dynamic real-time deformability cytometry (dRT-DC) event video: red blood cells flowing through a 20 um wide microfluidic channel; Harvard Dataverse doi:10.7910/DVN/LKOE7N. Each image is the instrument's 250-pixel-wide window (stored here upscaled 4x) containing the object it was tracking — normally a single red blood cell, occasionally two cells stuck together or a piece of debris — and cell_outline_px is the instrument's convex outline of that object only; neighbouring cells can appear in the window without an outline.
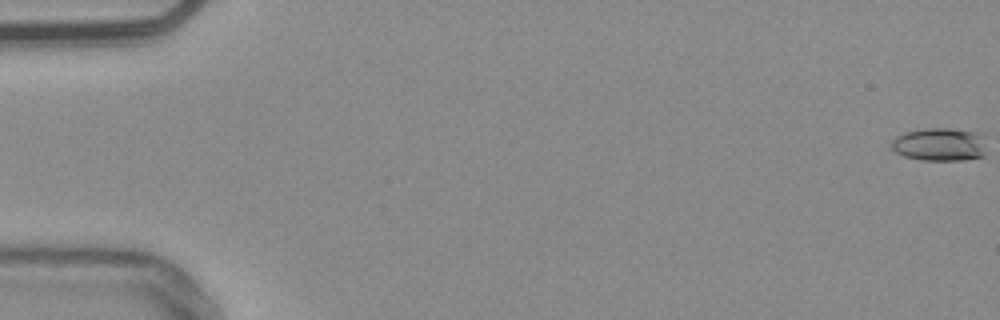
{"species": "common noctule bat (a hibernating species)", "species_latin": "Nyctalus noctula", "temperature_condition": "warm", "stored_images_in_passage": 55, "camera_frame_rate_fps": 3000, "um_per_image_px": 0.085, "animal": {"sex": "male", "body_mass_g": 20.4}, "frame": {"image": 1, "passage_image": 1, "time_ms": 0.0, "image_size_px": [1000, 320], "cell_outline_px": [[984, 156], [960, 160], [920, 160], [904, 156], [896, 152], [892, 148], [892, 140], [896, 136], [904, 132], [924, 128], [948, 128], [980, 132], [984, 152]], "centroid_in_image_um": [79.83, 12.27], "position_along_channel_um": 5.2, "area_um2": 18.26}}
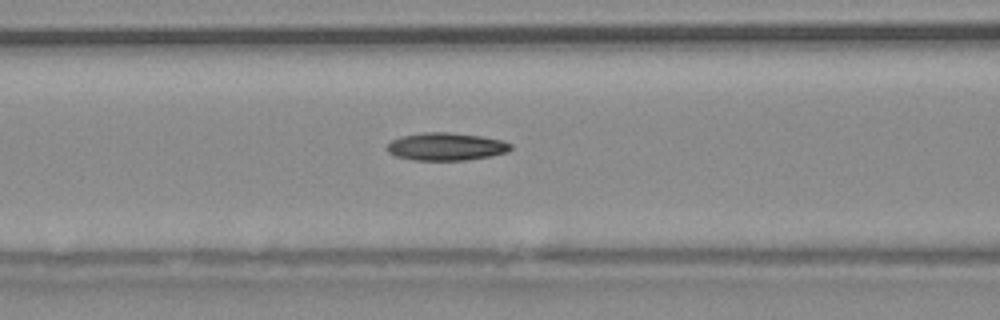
{"frame": {"image": 2, "passage_image": 24, "time_ms": 7.667, "image_size_px": [1000, 320], "cell_outline_px": [[512, 148], [508, 152], [492, 156], [464, 160], [412, 160], [396, 156], [388, 152], [388, 144], [392, 140], [400, 136], [424, 132], [448, 132], [480, 136], [500, 140], [512, 144]], "centroid_in_image_um": [37.92, 12.46], "position_along_channel_um": 128.7, "area_um2": 19.94}}
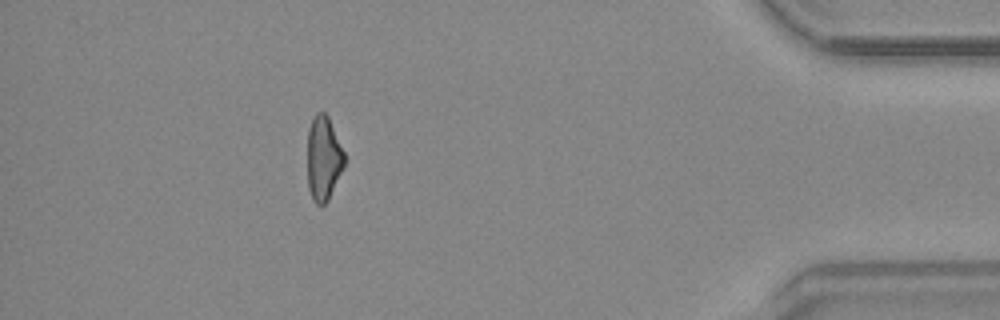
{"frame": {"image": 3, "passage_image": 50, "time_ms": 16.333, "image_size_px": [1000, 320], "cell_outline_px": [[344, 168], [328, 200], [324, 204], [316, 204], [312, 200], [308, 188], [308, 128], [316, 112], [324, 112], [328, 116], [344, 152]], "centroid_in_image_um": [27.49, 13.47], "position_along_channel_um": 407.7, "area_um2": 18.15}, "authors_computed_cell_mechanics": {"area_um2": 19.074, "velocity_mm_per_s": 3.8002, "shape_relaxation_time_tau1_ms": null, "shape_relaxation_time_tau2_ms": 8.3616, "deformation_change_tau1": null, "deformation_change_tau2": 0.2035}}